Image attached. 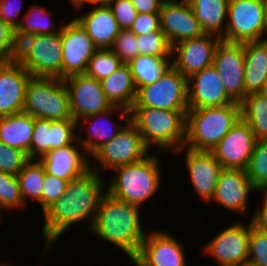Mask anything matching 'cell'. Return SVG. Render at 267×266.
<instances>
[{"mask_svg": "<svg viewBox=\"0 0 267 266\" xmlns=\"http://www.w3.org/2000/svg\"><path fill=\"white\" fill-rule=\"evenodd\" d=\"M106 182L101 173L91 168L67 182L64 194L42 214V236L46 250L75 223L85 220L91 227L101 197L106 192Z\"/></svg>", "mask_w": 267, "mask_h": 266, "instance_id": "6da1fadb", "label": "cell"}, {"mask_svg": "<svg viewBox=\"0 0 267 266\" xmlns=\"http://www.w3.org/2000/svg\"><path fill=\"white\" fill-rule=\"evenodd\" d=\"M140 208L106 191L99 202L90 232L121 249L132 261L147 234L142 226Z\"/></svg>", "mask_w": 267, "mask_h": 266, "instance_id": "7a4b0ae2", "label": "cell"}, {"mask_svg": "<svg viewBox=\"0 0 267 266\" xmlns=\"http://www.w3.org/2000/svg\"><path fill=\"white\" fill-rule=\"evenodd\" d=\"M187 111L152 107H132L130 121L137 127L146 146L175 152L184 146Z\"/></svg>", "mask_w": 267, "mask_h": 266, "instance_id": "3957f363", "label": "cell"}, {"mask_svg": "<svg viewBox=\"0 0 267 266\" xmlns=\"http://www.w3.org/2000/svg\"><path fill=\"white\" fill-rule=\"evenodd\" d=\"M240 118L239 103L188 109L183 147L195 151H212Z\"/></svg>", "mask_w": 267, "mask_h": 266, "instance_id": "277c9868", "label": "cell"}, {"mask_svg": "<svg viewBox=\"0 0 267 266\" xmlns=\"http://www.w3.org/2000/svg\"><path fill=\"white\" fill-rule=\"evenodd\" d=\"M160 158L149 154L143 160L113 169L106 191L117 199L141 207L160 189Z\"/></svg>", "mask_w": 267, "mask_h": 266, "instance_id": "5b68a950", "label": "cell"}, {"mask_svg": "<svg viewBox=\"0 0 267 266\" xmlns=\"http://www.w3.org/2000/svg\"><path fill=\"white\" fill-rule=\"evenodd\" d=\"M22 111L34 118L50 121L73 119L68 90L63 80L58 78L31 77Z\"/></svg>", "mask_w": 267, "mask_h": 266, "instance_id": "8992f818", "label": "cell"}, {"mask_svg": "<svg viewBox=\"0 0 267 266\" xmlns=\"http://www.w3.org/2000/svg\"><path fill=\"white\" fill-rule=\"evenodd\" d=\"M61 32L32 35L17 42L16 60L32 75L62 79Z\"/></svg>", "mask_w": 267, "mask_h": 266, "instance_id": "52a82bcc", "label": "cell"}, {"mask_svg": "<svg viewBox=\"0 0 267 266\" xmlns=\"http://www.w3.org/2000/svg\"><path fill=\"white\" fill-rule=\"evenodd\" d=\"M149 151L137 127L129 121L111 141L105 143L90 157L100 165L97 168L90 160V168L98 174L102 169L113 170L118 166L143 160L150 154Z\"/></svg>", "mask_w": 267, "mask_h": 266, "instance_id": "ba28073f", "label": "cell"}, {"mask_svg": "<svg viewBox=\"0 0 267 266\" xmlns=\"http://www.w3.org/2000/svg\"><path fill=\"white\" fill-rule=\"evenodd\" d=\"M133 107L188 111L187 78L171 65L156 82L137 88Z\"/></svg>", "mask_w": 267, "mask_h": 266, "instance_id": "9c48e42d", "label": "cell"}, {"mask_svg": "<svg viewBox=\"0 0 267 266\" xmlns=\"http://www.w3.org/2000/svg\"><path fill=\"white\" fill-rule=\"evenodd\" d=\"M265 0H229L223 41L245 43L262 40Z\"/></svg>", "mask_w": 267, "mask_h": 266, "instance_id": "30bf717a", "label": "cell"}, {"mask_svg": "<svg viewBox=\"0 0 267 266\" xmlns=\"http://www.w3.org/2000/svg\"><path fill=\"white\" fill-rule=\"evenodd\" d=\"M250 222L240 221L225 227L208 244L204 253L218 266H239L247 263L249 254Z\"/></svg>", "mask_w": 267, "mask_h": 266, "instance_id": "8fae6325", "label": "cell"}, {"mask_svg": "<svg viewBox=\"0 0 267 266\" xmlns=\"http://www.w3.org/2000/svg\"><path fill=\"white\" fill-rule=\"evenodd\" d=\"M63 82L69 94L70 111L76 121L113 107L99 80L86 74H76L63 79Z\"/></svg>", "mask_w": 267, "mask_h": 266, "instance_id": "7c38bea8", "label": "cell"}, {"mask_svg": "<svg viewBox=\"0 0 267 266\" xmlns=\"http://www.w3.org/2000/svg\"><path fill=\"white\" fill-rule=\"evenodd\" d=\"M65 24L61 30L62 80L72 75L85 74L88 61L98 50L75 18Z\"/></svg>", "mask_w": 267, "mask_h": 266, "instance_id": "4fadbf2b", "label": "cell"}, {"mask_svg": "<svg viewBox=\"0 0 267 266\" xmlns=\"http://www.w3.org/2000/svg\"><path fill=\"white\" fill-rule=\"evenodd\" d=\"M184 245L167 231L147 232L137 256L136 266H187Z\"/></svg>", "mask_w": 267, "mask_h": 266, "instance_id": "5bb4252c", "label": "cell"}, {"mask_svg": "<svg viewBox=\"0 0 267 266\" xmlns=\"http://www.w3.org/2000/svg\"><path fill=\"white\" fill-rule=\"evenodd\" d=\"M257 138L242 118L211 151L223 168L246 170Z\"/></svg>", "mask_w": 267, "mask_h": 266, "instance_id": "9a60e30c", "label": "cell"}, {"mask_svg": "<svg viewBox=\"0 0 267 266\" xmlns=\"http://www.w3.org/2000/svg\"><path fill=\"white\" fill-rule=\"evenodd\" d=\"M213 66L221 76L227 95L240 104L245 98L243 43L221 40L215 51Z\"/></svg>", "mask_w": 267, "mask_h": 266, "instance_id": "2e32d148", "label": "cell"}, {"mask_svg": "<svg viewBox=\"0 0 267 266\" xmlns=\"http://www.w3.org/2000/svg\"><path fill=\"white\" fill-rule=\"evenodd\" d=\"M222 39L211 34L184 40L172 47V65L186 78L213 65L214 55Z\"/></svg>", "mask_w": 267, "mask_h": 266, "instance_id": "e0dca14e", "label": "cell"}, {"mask_svg": "<svg viewBox=\"0 0 267 266\" xmlns=\"http://www.w3.org/2000/svg\"><path fill=\"white\" fill-rule=\"evenodd\" d=\"M114 111L120 112L117 116L125 118L123 125L120 123L118 124L117 122L116 124L114 122L113 124L111 123L113 119L110 117L114 115ZM129 121L130 111L118 106H113L105 112L84 117L77 120V129L80 128L81 131L85 127L88 135L84 137L83 135L77 134V141L84 148L87 155L91 157L100 147L108 141H111Z\"/></svg>", "mask_w": 267, "mask_h": 266, "instance_id": "ac0fdd59", "label": "cell"}, {"mask_svg": "<svg viewBox=\"0 0 267 266\" xmlns=\"http://www.w3.org/2000/svg\"><path fill=\"white\" fill-rule=\"evenodd\" d=\"M77 121L66 119L50 121L34 118L30 159H40L49 151L72 145L77 140Z\"/></svg>", "mask_w": 267, "mask_h": 266, "instance_id": "d6986e66", "label": "cell"}, {"mask_svg": "<svg viewBox=\"0 0 267 266\" xmlns=\"http://www.w3.org/2000/svg\"><path fill=\"white\" fill-rule=\"evenodd\" d=\"M185 151L184 159L191 185L194 191L205 202L209 203L216 190L219 175L223 169L211 151H195L182 147L173 152Z\"/></svg>", "mask_w": 267, "mask_h": 266, "instance_id": "ffe728a7", "label": "cell"}, {"mask_svg": "<svg viewBox=\"0 0 267 266\" xmlns=\"http://www.w3.org/2000/svg\"><path fill=\"white\" fill-rule=\"evenodd\" d=\"M187 98L189 109L236 103L227 95L221 76L213 65L187 78Z\"/></svg>", "mask_w": 267, "mask_h": 266, "instance_id": "44dd1931", "label": "cell"}, {"mask_svg": "<svg viewBox=\"0 0 267 266\" xmlns=\"http://www.w3.org/2000/svg\"><path fill=\"white\" fill-rule=\"evenodd\" d=\"M258 191L247 176L246 170L223 168L211 201L227 211L231 210L245 216L249 211L248 196Z\"/></svg>", "mask_w": 267, "mask_h": 266, "instance_id": "7402d4cb", "label": "cell"}, {"mask_svg": "<svg viewBox=\"0 0 267 266\" xmlns=\"http://www.w3.org/2000/svg\"><path fill=\"white\" fill-rule=\"evenodd\" d=\"M160 29L165 33L171 47L205 34L188 1L163 2Z\"/></svg>", "mask_w": 267, "mask_h": 266, "instance_id": "603a6c76", "label": "cell"}, {"mask_svg": "<svg viewBox=\"0 0 267 266\" xmlns=\"http://www.w3.org/2000/svg\"><path fill=\"white\" fill-rule=\"evenodd\" d=\"M31 77L16 59L0 62V117L22 112Z\"/></svg>", "mask_w": 267, "mask_h": 266, "instance_id": "cb8c5ba5", "label": "cell"}, {"mask_svg": "<svg viewBox=\"0 0 267 266\" xmlns=\"http://www.w3.org/2000/svg\"><path fill=\"white\" fill-rule=\"evenodd\" d=\"M89 158L84 148L76 140L72 145L49 151L39 160L46 173L70 181L90 169Z\"/></svg>", "mask_w": 267, "mask_h": 266, "instance_id": "d4e9b609", "label": "cell"}, {"mask_svg": "<svg viewBox=\"0 0 267 266\" xmlns=\"http://www.w3.org/2000/svg\"><path fill=\"white\" fill-rule=\"evenodd\" d=\"M91 5L92 10L74 18L86 30L98 49H110L121 28L107 3L95 2Z\"/></svg>", "mask_w": 267, "mask_h": 266, "instance_id": "484cf974", "label": "cell"}, {"mask_svg": "<svg viewBox=\"0 0 267 266\" xmlns=\"http://www.w3.org/2000/svg\"><path fill=\"white\" fill-rule=\"evenodd\" d=\"M245 97L261 92L267 81V42L243 43Z\"/></svg>", "mask_w": 267, "mask_h": 266, "instance_id": "4316f807", "label": "cell"}, {"mask_svg": "<svg viewBox=\"0 0 267 266\" xmlns=\"http://www.w3.org/2000/svg\"><path fill=\"white\" fill-rule=\"evenodd\" d=\"M34 117L25 112L0 117V142L22 150L30 158Z\"/></svg>", "mask_w": 267, "mask_h": 266, "instance_id": "83f0119b", "label": "cell"}, {"mask_svg": "<svg viewBox=\"0 0 267 266\" xmlns=\"http://www.w3.org/2000/svg\"><path fill=\"white\" fill-rule=\"evenodd\" d=\"M102 89L113 106L132 109L137 88L128 64H123L110 76L100 81Z\"/></svg>", "mask_w": 267, "mask_h": 266, "instance_id": "f1b7e54d", "label": "cell"}, {"mask_svg": "<svg viewBox=\"0 0 267 266\" xmlns=\"http://www.w3.org/2000/svg\"><path fill=\"white\" fill-rule=\"evenodd\" d=\"M229 0H188L205 34L225 35Z\"/></svg>", "mask_w": 267, "mask_h": 266, "instance_id": "f546056e", "label": "cell"}, {"mask_svg": "<svg viewBox=\"0 0 267 266\" xmlns=\"http://www.w3.org/2000/svg\"><path fill=\"white\" fill-rule=\"evenodd\" d=\"M51 11L39 4H32L25 16L21 19L19 26L14 31V36L18 42L21 38L32 35L56 34L61 32L63 25L59 29L54 28L56 23Z\"/></svg>", "mask_w": 267, "mask_h": 266, "instance_id": "4dcf8cb0", "label": "cell"}, {"mask_svg": "<svg viewBox=\"0 0 267 266\" xmlns=\"http://www.w3.org/2000/svg\"><path fill=\"white\" fill-rule=\"evenodd\" d=\"M136 88L156 82L172 65V57L139 54L128 63Z\"/></svg>", "mask_w": 267, "mask_h": 266, "instance_id": "1f68e13d", "label": "cell"}, {"mask_svg": "<svg viewBox=\"0 0 267 266\" xmlns=\"http://www.w3.org/2000/svg\"><path fill=\"white\" fill-rule=\"evenodd\" d=\"M45 169L38 159H30L23 169L16 175L19 182L23 203L27 206L28 199L36 202L42 210V191Z\"/></svg>", "mask_w": 267, "mask_h": 266, "instance_id": "d6a6232c", "label": "cell"}, {"mask_svg": "<svg viewBox=\"0 0 267 266\" xmlns=\"http://www.w3.org/2000/svg\"><path fill=\"white\" fill-rule=\"evenodd\" d=\"M241 118L247 122L257 140L267 138V98L251 94L240 103Z\"/></svg>", "mask_w": 267, "mask_h": 266, "instance_id": "836d02e7", "label": "cell"}, {"mask_svg": "<svg viewBox=\"0 0 267 266\" xmlns=\"http://www.w3.org/2000/svg\"><path fill=\"white\" fill-rule=\"evenodd\" d=\"M246 173L258 192H267V138L256 141Z\"/></svg>", "mask_w": 267, "mask_h": 266, "instance_id": "e575fe53", "label": "cell"}, {"mask_svg": "<svg viewBox=\"0 0 267 266\" xmlns=\"http://www.w3.org/2000/svg\"><path fill=\"white\" fill-rule=\"evenodd\" d=\"M123 64L121 59L110 49H98L88 61L85 74L101 81Z\"/></svg>", "mask_w": 267, "mask_h": 266, "instance_id": "d590c367", "label": "cell"}, {"mask_svg": "<svg viewBox=\"0 0 267 266\" xmlns=\"http://www.w3.org/2000/svg\"><path fill=\"white\" fill-rule=\"evenodd\" d=\"M139 54L156 57H172V47L159 29L144 35H136Z\"/></svg>", "mask_w": 267, "mask_h": 266, "instance_id": "8d00e7d4", "label": "cell"}, {"mask_svg": "<svg viewBox=\"0 0 267 266\" xmlns=\"http://www.w3.org/2000/svg\"><path fill=\"white\" fill-rule=\"evenodd\" d=\"M24 207L17 176L0 171V210Z\"/></svg>", "mask_w": 267, "mask_h": 266, "instance_id": "74e56055", "label": "cell"}, {"mask_svg": "<svg viewBox=\"0 0 267 266\" xmlns=\"http://www.w3.org/2000/svg\"><path fill=\"white\" fill-rule=\"evenodd\" d=\"M247 263L253 266H267V232L253 226L251 221Z\"/></svg>", "mask_w": 267, "mask_h": 266, "instance_id": "f35d334b", "label": "cell"}, {"mask_svg": "<svg viewBox=\"0 0 267 266\" xmlns=\"http://www.w3.org/2000/svg\"><path fill=\"white\" fill-rule=\"evenodd\" d=\"M110 50L114 52L124 64H128L139 55L136 35L130 30H121L114 39Z\"/></svg>", "mask_w": 267, "mask_h": 266, "instance_id": "ab89813d", "label": "cell"}, {"mask_svg": "<svg viewBox=\"0 0 267 266\" xmlns=\"http://www.w3.org/2000/svg\"><path fill=\"white\" fill-rule=\"evenodd\" d=\"M29 160L22 150L0 142V171L17 175Z\"/></svg>", "mask_w": 267, "mask_h": 266, "instance_id": "60d3db41", "label": "cell"}, {"mask_svg": "<svg viewBox=\"0 0 267 266\" xmlns=\"http://www.w3.org/2000/svg\"><path fill=\"white\" fill-rule=\"evenodd\" d=\"M67 180L45 172L42 191L43 213L51 207L65 192Z\"/></svg>", "mask_w": 267, "mask_h": 266, "instance_id": "b9f144b4", "label": "cell"}, {"mask_svg": "<svg viewBox=\"0 0 267 266\" xmlns=\"http://www.w3.org/2000/svg\"><path fill=\"white\" fill-rule=\"evenodd\" d=\"M107 4L111 8L121 30H130L138 14L131 1L110 0Z\"/></svg>", "mask_w": 267, "mask_h": 266, "instance_id": "7bdbcfd3", "label": "cell"}, {"mask_svg": "<svg viewBox=\"0 0 267 266\" xmlns=\"http://www.w3.org/2000/svg\"><path fill=\"white\" fill-rule=\"evenodd\" d=\"M17 41L12 30L0 18V62L16 59Z\"/></svg>", "mask_w": 267, "mask_h": 266, "instance_id": "ee69618b", "label": "cell"}, {"mask_svg": "<svg viewBox=\"0 0 267 266\" xmlns=\"http://www.w3.org/2000/svg\"><path fill=\"white\" fill-rule=\"evenodd\" d=\"M160 29V13H138L130 31L144 35Z\"/></svg>", "mask_w": 267, "mask_h": 266, "instance_id": "f6af8a7d", "label": "cell"}, {"mask_svg": "<svg viewBox=\"0 0 267 266\" xmlns=\"http://www.w3.org/2000/svg\"><path fill=\"white\" fill-rule=\"evenodd\" d=\"M23 0H18L19 4ZM17 5L12 0H0V18L12 29L16 30L21 19L18 18L21 14L22 5Z\"/></svg>", "mask_w": 267, "mask_h": 266, "instance_id": "bcb514c9", "label": "cell"}, {"mask_svg": "<svg viewBox=\"0 0 267 266\" xmlns=\"http://www.w3.org/2000/svg\"><path fill=\"white\" fill-rule=\"evenodd\" d=\"M261 202L262 205L256 207V210L250 221L256 228L267 232V192H263V198Z\"/></svg>", "mask_w": 267, "mask_h": 266, "instance_id": "7dc6e473", "label": "cell"}, {"mask_svg": "<svg viewBox=\"0 0 267 266\" xmlns=\"http://www.w3.org/2000/svg\"><path fill=\"white\" fill-rule=\"evenodd\" d=\"M137 13H160L162 0H130Z\"/></svg>", "mask_w": 267, "mask_h": 266, "instance_id": "c3c4849f", "label": "cell"}, {"mask_svg": "<svg viewBox=\"0 0 267 266\" xmlns=\"http://www.w3.org/2000/svg\"><path fill=\"white\" fill-rule=\"evenodd\" d=\"M71 2V4L73 5V7H75L74 9H76L77 11L82 9L83 6L87 3V4H92L95 3L96 0H69Z\"/></svg>", "mask_w": 267, "mask_h": 266, "instance_id": "681fc988", "label": "cell"}, {"mask_svg": "<svg viewBox=\"0 0 267 266\" xmlns=\"http://www.w3.org/2000/svg\"><path fill=\"white\" fill-rule=\"evenodd\" d=\"M265 35H266V37H265ZM263 36L265 38H263ZM261 41L267 42V0H265V6H264V26H263V30H262V40Z\"/></svg>", "mask_w": 267, "mask_h": 266, "instance_id": "f907efd6", "label": "cell"}, {"mask_svg": "<svg viewBox=\"0 0 267 266\" xmlns=\"http://www.w3.org/2000/svg\"><path fill=\"white\" fill-rule=\"evenodd\" d=\"M260 94H261L262 96H264V97L267 98V81H266V83L264 84V86H263V88H262Z\"/></svg>", "mask_w": 267, "mask_h": 266, "instance_id": "816d5d0a", "label": "cell"}, {"mask_svg": "<svg viewBox=\"0 0 267 266\" xmlns=\"http://www.w3.org/2000/svg\"><path fill=\"white\" fill-rule=\"evenodd\" d=\"M163 2H179V1H188V0H162Z\"/></svg>", "mask_w": 267, "mask_h": 266, "instance_id": "f5cc1de1", "label": "cell"}, {"mask_svg": "<svg viewBox=\"0 0 267 266\" xmlns=\"http://www.w3.org/2000/svg\"><path fill=\"white\" fill-rule=\"evenodd\" d=\"M110 0H96V2H99V3H108Z\"/></svg>", "mask_w": 267, "mask_h": 266, "instance_id": "db71d44e", "label": "cell"}, {"mask_svg": "<svg viewBox=\"0 0 267 266\" xmlns=\"http://www.w3.org/2000/svg\"><path fill=\"white\" fill-rule=\"evenodd\" d=\"M239 266H253V265H251L249 263H245V264H242V265H239Z\"/></svg>", "mask_w": 267, "mask_h": 266, "instance_id": "11a10c76", "label": "cell"}, {"mask_svg": "<svg viewBox=\"0 0 267 266\" xmlns=\"http://www.w3.org/2000/svg\"><path fill=\"white\" fill-rule=\"evenodd\" d=\"M0 266H9V264L7 265L6 262L5 263L4 262L3 263L0 262Z\"/></svg>", "mask_w": 267, "mask_h": 266, "instance_id": "9f6ffc18", "label": "cell"}]
</instances>
